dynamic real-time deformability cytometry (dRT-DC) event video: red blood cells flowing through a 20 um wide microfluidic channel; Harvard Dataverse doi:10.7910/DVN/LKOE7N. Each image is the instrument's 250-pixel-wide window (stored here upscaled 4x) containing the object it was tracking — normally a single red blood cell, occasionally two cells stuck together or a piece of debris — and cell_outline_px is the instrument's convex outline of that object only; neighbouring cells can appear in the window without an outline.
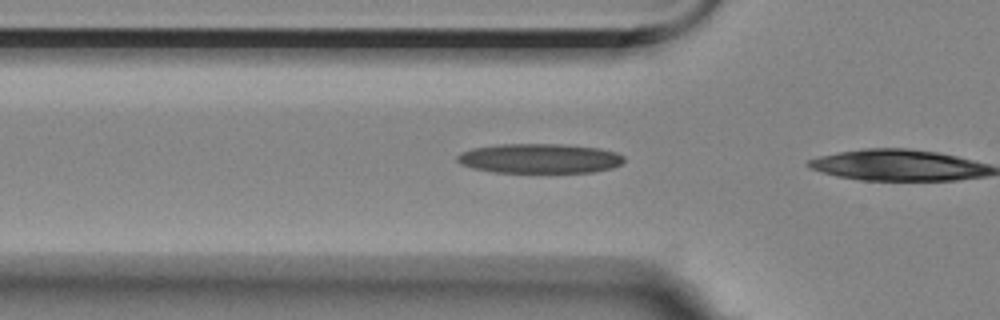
{"species": "Egyptian fruit bat (a non-hibernating species)", "species_latin": "Rousettus aegyptiacus", "temperature_condition": "room temperature", "stored_images_in_passage": 4, "camera_frame_rate_fps": 3000, "um_per_image_px": 0.085, "animal": {"sex": "female"}, "frame": {"image": 1, "passage_image": 3, "time_ms": 0.667, "image_size_px": [1000, 320], "cell_outline_px": [[624, 160], [620, 164], [612, 168], [592, 172], [492, 172], [472, 168], [460, 164], [456, 160], [456, 156], [460, 152], [472, 148], [500, 144], [560, 144], [600, 148], [616, 152], [624, 156]], "centroid_in_image_um": [45.83, 13.46], "position_along_channel_um": 80.0, "area_um2": 28.9}}